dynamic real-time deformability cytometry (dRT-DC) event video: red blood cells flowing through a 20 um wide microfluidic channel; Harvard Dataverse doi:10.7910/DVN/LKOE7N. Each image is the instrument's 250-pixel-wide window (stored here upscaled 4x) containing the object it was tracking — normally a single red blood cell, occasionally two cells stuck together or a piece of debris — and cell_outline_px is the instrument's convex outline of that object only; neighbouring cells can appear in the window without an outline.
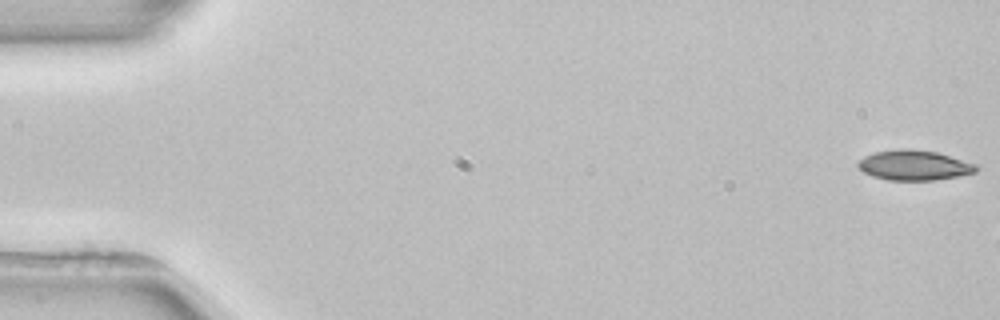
{"species": "common noctule bat (a hibernating species)", "species_latin": "Nyctalus noctula", "temperature_condition": "room temperature", "stored_images_in_passage": 5, "camera_frame_rate_fps": 3000, "um_per_image_px": 0.085, "animal": {"sex": "female", "body_mass_g": 22.7, "forearm_length_mm": 54.2}, "frame": {"image": 1, "passage_image": 1, "time_ms": 0.0, "image_size_px": [1000, 320], "cell_outline_px": [[980, 168], [976, 172], [936, 180], [888, 180], [872, 176], [864, 172], [856, 164], [864, 156], [876, 152], [896, 148], [912, 148], [936, 152], [976, 164]], "centroid_in_image_um": [77.69, 14.04], "position_along_channel_um": 7.3, "area_um2": 20.69}}
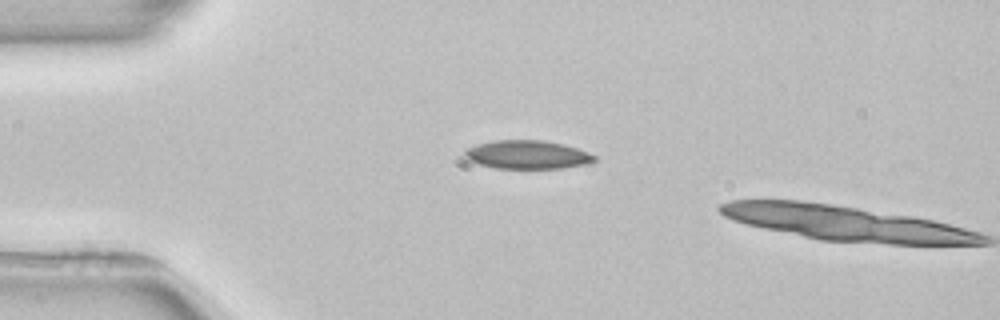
{"frame": {"image": 2, "passage_image": 4, "time_ms": 4.0, "image_size_px": [1000, 320], "cell_outline_px": [[596, 160], [588, 164], [564, 168], [496, 168], [480, 164], [468, 160], [464, 156], [464, 148], [476, 144], [492, 140], [544, 140], [564, 144], [588, 152], [596, 156]], "centroid_in_image_um": [44.8, 13.14], "position_along_channel_um": 40.2, "area_um2": 21.73}}